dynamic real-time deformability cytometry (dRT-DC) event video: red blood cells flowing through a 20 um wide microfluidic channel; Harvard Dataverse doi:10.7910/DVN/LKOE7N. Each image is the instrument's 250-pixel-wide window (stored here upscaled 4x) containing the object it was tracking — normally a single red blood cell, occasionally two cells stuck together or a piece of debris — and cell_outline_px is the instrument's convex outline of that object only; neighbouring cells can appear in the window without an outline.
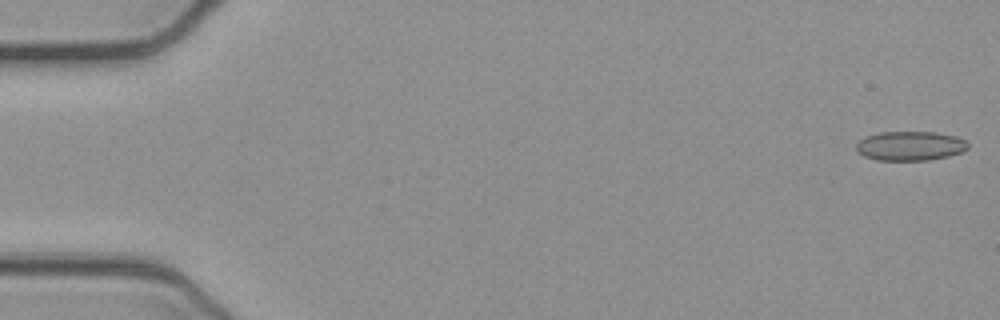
{"species": "common noctule bat (a hibernating species)", "species_latin": "Nyctalus noctula", "temperature_condition": "cold", "stored_images_in_passage": 49, "camera_frame_rate_fps": 3000, "um_per_image_px": 0.085, "animal": {"sex": "female", "body_mass_g": 21.9}, "frame": {"image": 1, "passage_image": 1, "time_ms": 0.0, "image_size_px": [1000, 320], "cell_outline_px": [[968, 148], [960, 152], [948, 156], [928, 160], [876, 160], [864, 156], [856, 148], [856, 144], [860, 140], [868, 136], [880, 132], [936, 132], [956, 136], [964, 140], [968, 144]], "centroid_in_image_um": [77.37, 12.4], "position_along_channel_um": 7.6, "area_um2": 18.9}}
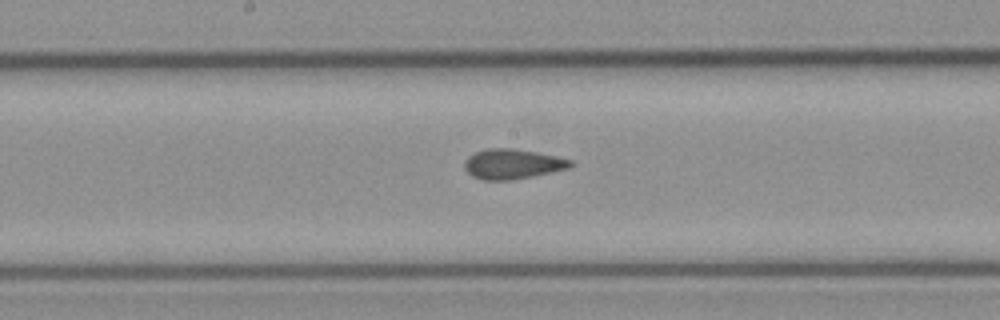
{"frame": {"image": 2, "passage_image": 27, "time_ms": 8.667, "image_size_px": [1000, 320], "cell_outline_px": [[572, 168], [512, 180], [484, 180], [472, 176], [464, 168], [464, 160], [468, 156], [476, 152], [488, 148], [512, 148], [536, 152], [556, 156], [572, 160]], "centroid_in_image_um": [43.56, 13.94], "position_along_channel_um": 204.6, "area_um2": 18.55}}
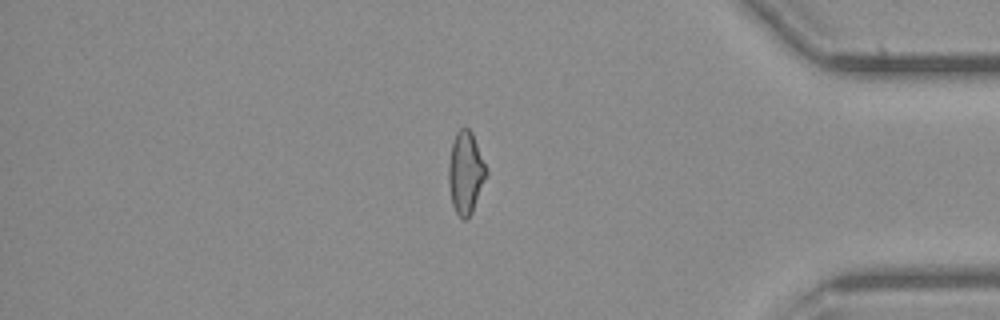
{"frame": {"image": 3, "passage_image": 44, "time_ms": 14.333, "image_size_px": [1000, 320], "cell_outline_px": [[488, 176], [472, 212], [468, 220], [464, 220], [456, 212], [452, 204], [448, 184], [448, 164], [452, 144], [456, 132], [460, 128], [468, 128], [472, 132], [488, 168]], "centroid_in_image_um": [39.6, 14.69], "position_along_channel_um": 395.6, "area_um2": 18.44}}